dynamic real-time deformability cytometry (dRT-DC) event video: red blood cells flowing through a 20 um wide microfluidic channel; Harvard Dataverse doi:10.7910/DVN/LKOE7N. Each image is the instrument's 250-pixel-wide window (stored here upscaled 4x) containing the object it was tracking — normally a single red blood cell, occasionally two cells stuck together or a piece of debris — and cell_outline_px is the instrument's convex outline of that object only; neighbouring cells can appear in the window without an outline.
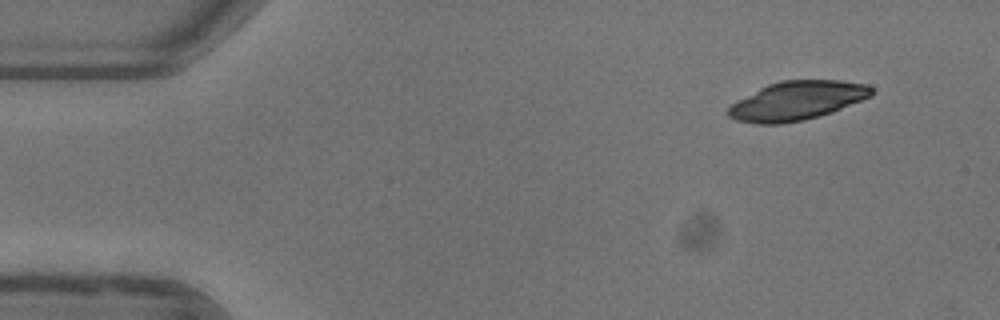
{"species": "common noctule bat (a hibernating species)", "species_latin": "Nyctalus noctula", "temperature_condition": "warm", "stored_images_in_passage": 48, "camera_frame_rate_fps": 3000, "um_per_image_px": 0.085, "animal": {"sex": "female"}, "frame": {"image": 1, "passage_image": 1, "time_ms": 0.0, "image_size_px": [1000, 320], "cell_outline_px": [[876, 92], [872, 96], [832, 112], [804, 120], [780, 124], [760, 124], [736, 120], [728, 116], [728, 108], [736, 100], [768, 84], [780, 80], [840, 80], [868, 84]], "centroid_in_image_um": [67.77, 8.55], "position_along_channel_um": 17.2, "area_um2": 32.54}}
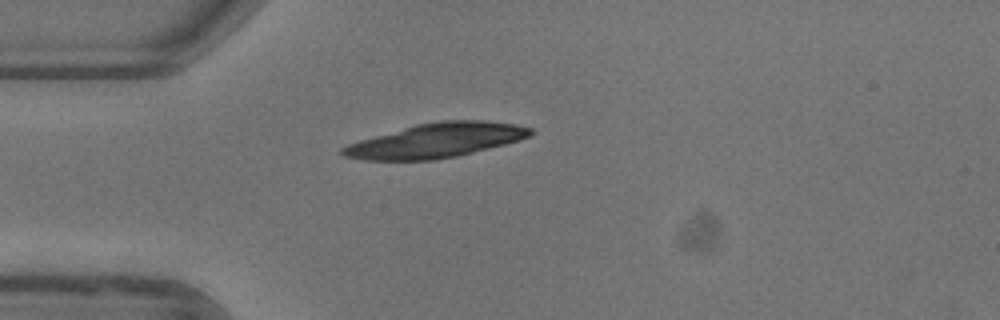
{"frame": {"image": 2, "passage_image": 10, "time_ms": 3.0, "image_size_px": [1000, 320], "cell_outline_px": [[532, 136], [520, 140], [456, 156], [432, 160], [364, 160], [344, 156], [340, 152], [340, 148], [348, 144], [360, 140], [416, 124], [440, 120], [484, 120], [516, 124], [532, 128]], "centroid_in_image_um": [37.07, 11.93], "position_along_channel_um": 47.9, "area_um2": 37.45}}